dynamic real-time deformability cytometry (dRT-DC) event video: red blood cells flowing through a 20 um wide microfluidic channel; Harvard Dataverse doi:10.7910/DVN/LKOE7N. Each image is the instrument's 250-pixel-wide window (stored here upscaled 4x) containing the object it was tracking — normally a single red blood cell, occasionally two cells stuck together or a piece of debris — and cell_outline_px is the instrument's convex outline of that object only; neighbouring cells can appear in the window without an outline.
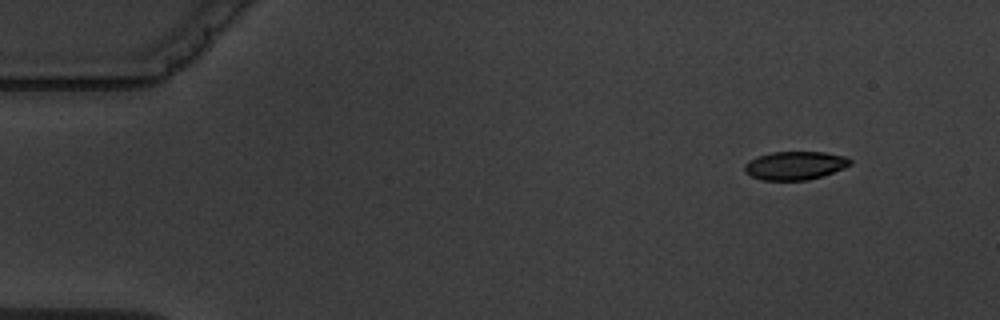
{"species": "common noctule bat (a hibernating species)", "species_latin": "Nyctalus noctula", "temperature_condition": "warm", "stored_images_in_passage": 4, "camera_frame_rate_fps": 3000, "um_per_image_px": 0.085, "animal": {"sex": "male", "body_mass_g": 19.5, "forearm_length_mm": 54.6}, "frame": {"image": 1, "passage_image": 1, "time_ms": 0.0, "image_size_px": [1000, 320], "cell_outline_px": [[852, 164], [844, 168], [808, 180], [760, 180], [744, 172], [744, 164], [748, 160], [756, 156], [772, 152], [824, 152], [848, 156], [852, 160]], "centroid_in_image_um": [67.56, 14.06], "position_along_channel_um": 17.4, "area_um2": 17.63}}
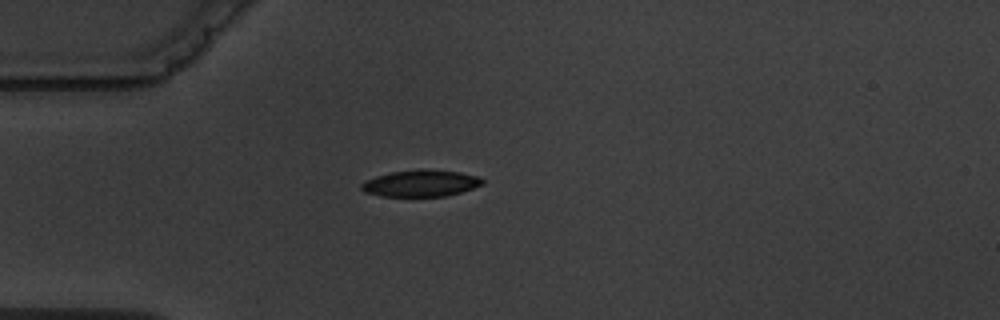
{"frame": {"image": 2, "passage_image": 4, "time_ms": 3.333, "image_size_px": [1000, 320], "cell_outline_px": [[484, 184], [460, 192], [444, 196], [380, 196], [364, 192], [360, 188], [360, 184], [364, 180], [376, 176], [392, 172], [420, 168], [460, 172], [476, 176], [484, 180]], "centroid_in_image_um": [35.72, 15.57], "position_along_channel_um": 49.3, "area_um2": 18.84}}